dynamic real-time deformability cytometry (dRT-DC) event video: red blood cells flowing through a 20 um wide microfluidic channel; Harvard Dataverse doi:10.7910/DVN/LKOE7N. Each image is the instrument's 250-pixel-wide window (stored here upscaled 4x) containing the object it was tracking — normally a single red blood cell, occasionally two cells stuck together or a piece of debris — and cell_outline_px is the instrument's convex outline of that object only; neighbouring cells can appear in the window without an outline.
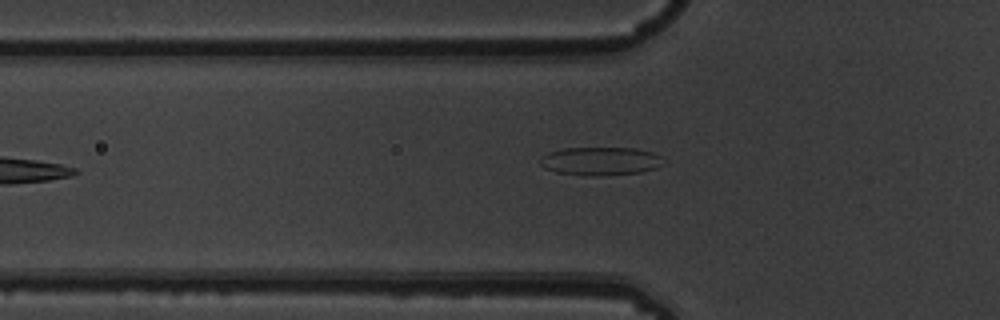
{"species": "common noctule bat (a hibernating species)", "species_latin": "Nyctalus noctula", "temperature_condition": "warm", "stored_images_in_passage": 6, "camera_frame_rate_fps": 3000, "um_per_image_px": 0.085, "animal": {"sex": "male", "body_mass_g": 19.5, "forearm_length_mm": 54.6}, "frame": {"image": 1, "passage_image": 5, "time_ms": 1.333, "image_size_px": [1000, 320], "cell_outline_px": [[664, 164], [656, 168], [640, 172], [604, 176], [592, 176], [556, 172], [544, 168], [540, 164], [540, 160], [548, 152], [564, 148], [636, 148], [652, 152], [660, 156]], "centroid_in_image_um": [51.05, 13.7], "position_along_channel_um": 74.8, "area_um2": 20.35}}